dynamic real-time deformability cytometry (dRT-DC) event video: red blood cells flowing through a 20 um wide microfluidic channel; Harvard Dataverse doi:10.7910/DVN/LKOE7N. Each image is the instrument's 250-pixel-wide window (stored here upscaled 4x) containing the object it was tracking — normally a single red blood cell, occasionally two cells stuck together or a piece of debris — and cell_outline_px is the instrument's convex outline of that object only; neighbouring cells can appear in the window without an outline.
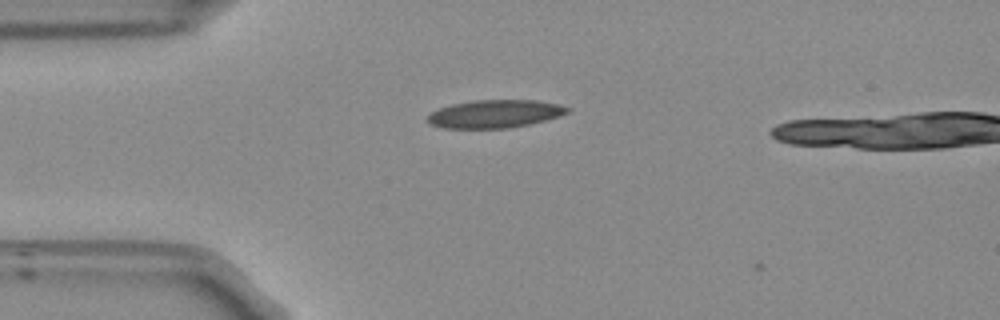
{"species": "Egyptian fruit bat (a non-hibernating species)", "species_latin": "Rousettus aegyptiacus", "temperature_condition": "room temperature", "stored_images_in_passage": 5, "camera_frame_rate_fps": 3000, "um_per_image_px": 0.085, "frame": {"image": 1, "passage_image": 2, "time_ms": 0.333, "image_size_px": [1000, 320], "cell_outline_px": [[572, 108], [568, 112], [560, 116], [528, 124], [508, 128], [440, 128], [428, 124], [428, 116], [432, 112], [440, 108], [452, 104], [476, 100], [536, 100], [556, 104]], "centroid_in_image_um": [42.05, 9.68], "position_along_channel_um": 43.0, "area_um2": 22.66}}